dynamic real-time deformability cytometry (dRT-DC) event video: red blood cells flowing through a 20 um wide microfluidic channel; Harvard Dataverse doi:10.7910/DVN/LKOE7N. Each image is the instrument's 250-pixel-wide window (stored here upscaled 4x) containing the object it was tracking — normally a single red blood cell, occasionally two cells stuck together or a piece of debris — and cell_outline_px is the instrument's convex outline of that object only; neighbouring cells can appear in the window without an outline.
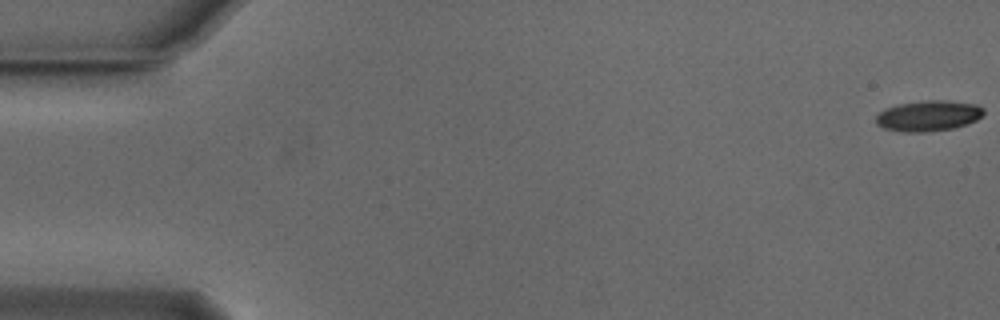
{"species": "Egyptian fruit bat (a non-hibernating species)", "species_latin": "Rousettus aegyptiacus", "temperature_condition": "cold", "stored_images_in_passage": 5, "camera_frame_rate_fps": 3000, "um_per_image_px": 0.085, "animal": {"sex": "male"}, "frame": {"image": 1, "passage_image": 1, "time_ms": 0.0, "image_size_px": [1000, 320], "cell_outline_px": [[984, 112], [976, 120], [968, 124], [952, 128], [924, 132], [904, 132], [884, 128], [876, 124], [876, 116], [880, 112], [888, 108], [900, 104], [928, 100], [944, 100], [976, 104], [984, 108]], "centroid_in_image_um": [78.93, 9.85], "position_along_channel_um": 6.1, "area_um2": 19.02}}